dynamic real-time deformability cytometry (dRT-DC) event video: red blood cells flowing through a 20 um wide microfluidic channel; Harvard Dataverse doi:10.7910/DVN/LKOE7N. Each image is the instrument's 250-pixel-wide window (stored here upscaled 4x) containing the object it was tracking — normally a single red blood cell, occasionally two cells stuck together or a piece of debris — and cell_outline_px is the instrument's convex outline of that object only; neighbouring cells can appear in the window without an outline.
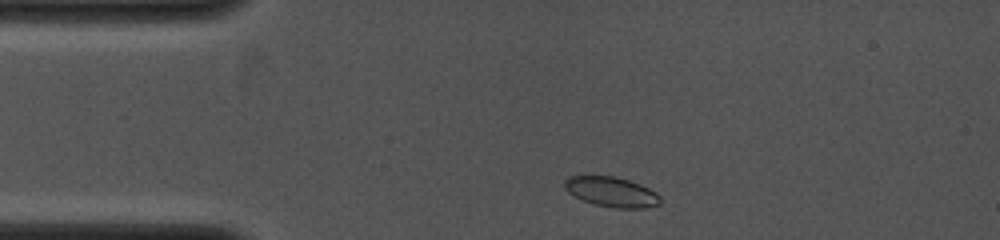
{"species": "common noctule bat (a hibernating species)", "species_latin": "Nyctalus noctula", "temperature_condition": "cold", "stored_images_in_passage": 6, "camera_frame_rate_fps": 4000, "um_per_image_px": 0.085, "animal": {"sex": "female", "body_mass_g": 19.0, "forearm_length_mm": 53.3}, "frame": {"image": 1, "passage_image": 1, "time_ms": 0.0, "image_size_px": [1000, 240], "cell_outline_px": [[660, 204], [644, 208], [616, 208], [592, 204], [568, 192], [564, 188], [564, 180], [568, 176], [616, 176], [640, 184], [656, 192], [660, 196]], "centroid_in_image_um": [51.98, 16.31], "position_along_channel_um": 33.0, "area_um2": 16.7}}
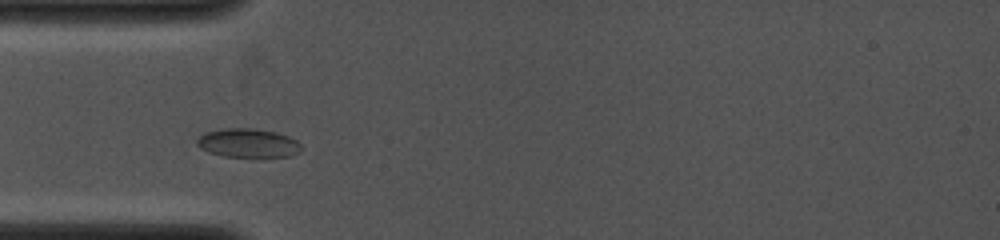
{"frame": {"image": 2, "passage_image": 3, "time_ms": 1.5, "image_size_px": [1000, 240], "cell_outline_px": [[300, 152], [288, 156], [224, 156], [208, 152], [200, 148], [196, 144], [196, 140], [204, 132], [224, 128], [248, 128], [276, 132], [288, 136], [296, 140], [300, 144]], "centroid_in_image_um": [21.04, 12.15], "position_along_channel_um": 64.0, "area_um2": 17.34}}
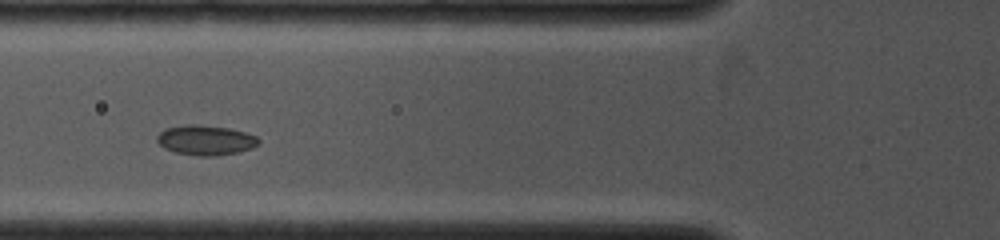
{"frame": {"image": 3, "passage_image": 5, "time_ms": 2.5, "image_size_px": [1000, 240], "cell_outline_px": [[260, 144], [252, 148], [236, 152], [216, 156], [196, 156], [176, 152], [164, 148], [156, 140], [156, 136], [164, 128], [184, 124], [196, 124], [228, 128], [244, 132], [256, 136], [260, 140]], "centroid_in_image_um": [17.46, 11.91], "position_along_channel_um": 108.3, "area_um2": 17.8}}